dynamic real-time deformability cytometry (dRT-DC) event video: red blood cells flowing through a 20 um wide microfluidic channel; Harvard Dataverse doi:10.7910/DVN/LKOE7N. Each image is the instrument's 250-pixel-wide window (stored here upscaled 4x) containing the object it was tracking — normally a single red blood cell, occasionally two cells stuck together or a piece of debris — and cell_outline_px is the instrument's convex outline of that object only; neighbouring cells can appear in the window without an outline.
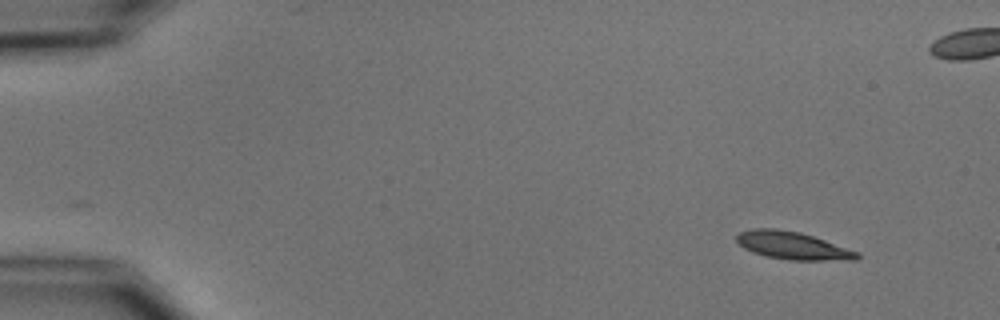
{"species": "common noctule bat (a hibernating species)", "species_latin": "Nyctalus noctula", "temperature_condition": "cold", "stored_images_in_passage": 2, "camera_frame_rate_fps": 3000, "um_per_image_px": 0.085, "animal": {"sex": "male", "body_mass_g": 15.6}, "frame": {"image": 1, "passage_image": 2, "time_ms": 1.0, "image_size_px": [1000, 320], "cell_outline_px": [[860, 256], [856, 260], [788, 260], [764, 256], [752, 252], [744, 248], [736, 240], [736, 236], [740, 232], [752, 228], [776, 228], [800, 232], [860, 252]], "centroid_in_image_um": [67.37, 20.88], "position_along_channel_um": 17.6, "area_um2": 19.48}}